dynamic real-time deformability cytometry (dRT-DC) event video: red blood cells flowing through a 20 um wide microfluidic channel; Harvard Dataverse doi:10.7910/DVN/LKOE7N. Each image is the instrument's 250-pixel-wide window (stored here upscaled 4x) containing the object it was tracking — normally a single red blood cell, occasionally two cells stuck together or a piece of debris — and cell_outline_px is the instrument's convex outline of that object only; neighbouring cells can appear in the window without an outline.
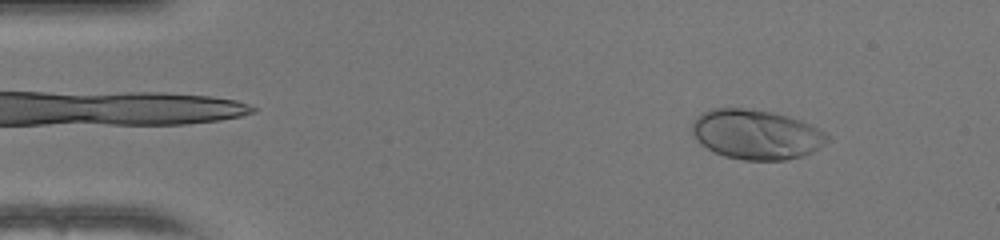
{"species": "human", "species_latin": "Homo sapiens", "temperature_condition": "warm", "stored_images_in_passage": 49, "camera_frame_rate_fps": 3000, "um_per_image_px": 0.085, "donor": {"sex": "female"}, "frame": {"image": 1, "passage_image": 5, "time_ms": 1.333, "image_size_px": [1000, 240], "cell_outline_px": [[832, 136], [824, 144], [812, 152], [804, 156], [784, 160], [744, 160], [724, 156], [700, 144], [696, 140], [692, 132], [692, 120], [696, 116], [708, 108], [744, 108], [772, 112], [788, 116], [812, 124], [820, 128]], "centroid_in_image_um": [64.29, 11.42], "position_along_channel_um": 20.7, "area_um2": 39.59}}
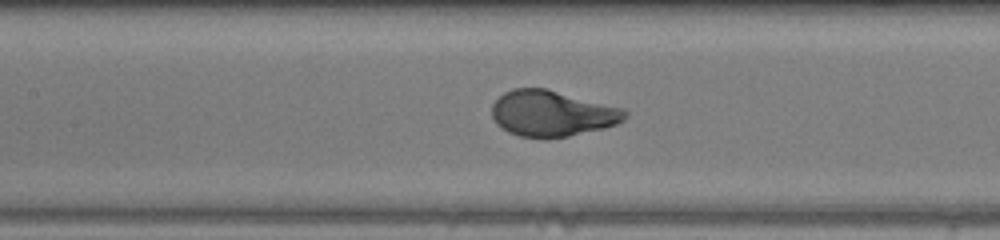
{"frame": {"image": 2, "passage_image": 22, "time_ms": 7.0, "image_size_px": [1000, 240], "cell_outline_px": [[628, 116], [624, 120], [616, 124], [604, 128], [568, 136], [544, 140], [520, 136], [508, 132], [496, 124], [492, 116], [492, 104], [504, 92], [512, 88], [544, 88], [624, 108], [628, 112]], "centroid_in_image_um": [46.92, 9.66], "position_along_channel_um": 160.5, "area_um2": 35.89}}
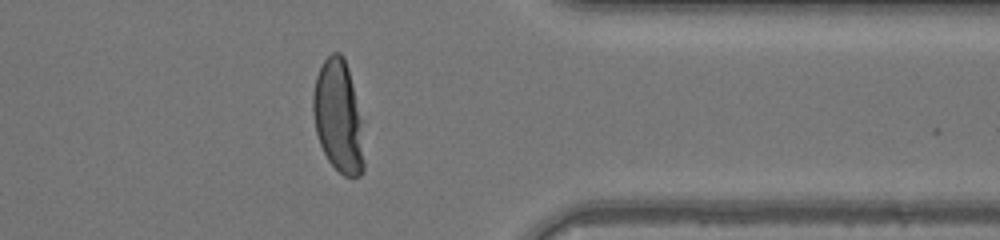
{"frame": {"image": 3, "passage_image": 39, "time_ms": 12.667, "image_size_px": [1000, 240], "cell_outline_px": [[364, 172], [360, 176], [344, 176], [328, 160], [320, 144], [316, 132], [312, 112], [312, 96], [316, 76], [324, 60], [332, 52], [340, 52], [344, 56], [348, 68], [360, 120], [364, 164]], "centroid_in_image_um": [28.72, 9.9], "position_along_channel_um": 382.7, "area_um2": 32.83}, "authors_computed_cell_mechanics": {"area_um2": 35.8938, "velocity_mm_per_s": 4.1106, "shape_relaxation_time_tau1_ms": 3.0716, "shape_relaxation_time_tau2_ms": null, "deformation_change_tau1": 0.2393, "deformation_change_tau2": null}}